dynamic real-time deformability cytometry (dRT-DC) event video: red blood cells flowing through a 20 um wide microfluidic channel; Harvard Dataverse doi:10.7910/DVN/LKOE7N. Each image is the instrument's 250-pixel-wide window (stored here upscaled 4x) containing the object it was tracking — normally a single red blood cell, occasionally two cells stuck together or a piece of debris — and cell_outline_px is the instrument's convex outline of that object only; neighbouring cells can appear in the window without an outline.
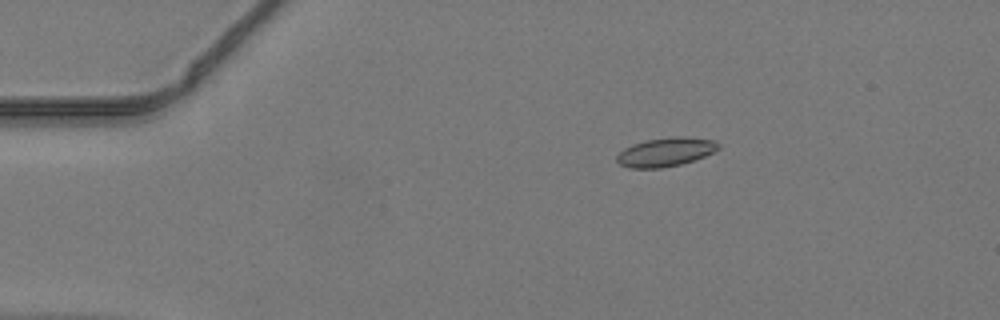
{"species": "common noctule bat (a hibernating species)", "species_latin": "Nyctalus noctula", "temperature_condition": "warm", "stored_images_in_passage": 17, "camera_frame_rate_fps": 3000, "um_per_image_px": 0.085, "animal": {"sex": "male", "body_mass_g": 19.2, "forearm_length_mm": 51.8}, "frame": {"image": 1, "passage_image": 2, "time_ms": 0.333, "image_size_px": [1000, 320], "cell_outline_px": [[720, 148], [704, 156], [680, 164], [660, 168], [628, 168], [620, 164], [616, 160], [616, 156], [624, 148], [632, 144], [644, 140], [672, 136], [684, 136], [716, 140], [720, 144]], "centroid_in_image_um": [56.57, 12.9], "position_along_channel_um": 28.4, "area_um2": 17.17}}
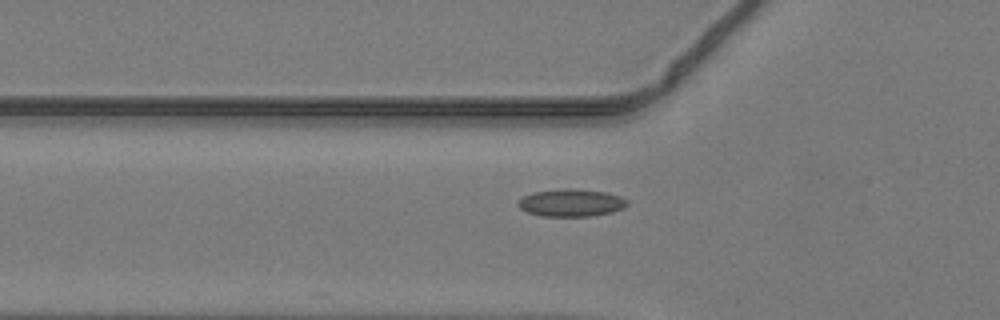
{"frame": {"image": 2, "passage_image": 10, "time_ms": 3.0, "image_size_px": [1000, 320], "cell_outline_px": [[628, 204], [624, 208], [612, 212], [592, 216], [540, 216], [528, 212], [520, 208], [516, 204], [524, 196], [532, 192], [564, 188], [568, 188], [604, 192], [620, 196], [628, 200]], "centroid_in_image_um": [48.55, 17.24], "position_along_channel_um": 77.2, "area_um2": 17.46}}
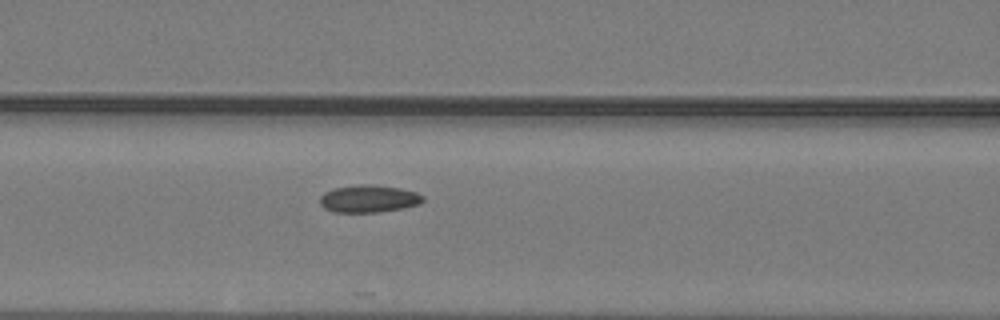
{"frame": {"image": 3, "passage_image": 14, "time_ms": 4.333, "image_size_px": [1000, 320], "cell_outline_px": [[424, 200], [420, 204], [404, 208], [376, 212], [332, 212], [324, 208], [320, 204], [320, 196], [324, 192], [332, 188], [360, 184], [372, 184], [400, 188], [416, 192], [424, 196]], "centroid_in_image_um": [31.33, 16.88], "position_along_channel_um": 135.3, "area_um2": 16.65}}